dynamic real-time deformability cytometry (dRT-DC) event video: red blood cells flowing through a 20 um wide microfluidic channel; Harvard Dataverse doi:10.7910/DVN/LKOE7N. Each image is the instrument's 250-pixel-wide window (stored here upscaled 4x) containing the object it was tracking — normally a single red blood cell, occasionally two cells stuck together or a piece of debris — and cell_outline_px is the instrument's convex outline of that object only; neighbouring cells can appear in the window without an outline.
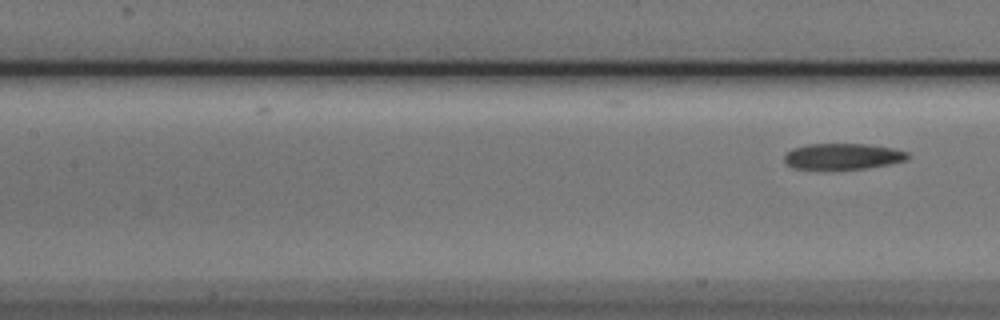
{"species": "Egyptian fruit bat (a non-hibernating species)", "species_latin": "Rousettus aegyptiacus", "temperature_condition": "cold", "stored_images_in_passage": 5, "segment_of_instrument_passage": [2, 2], "camera_frame_rate_fps": 3000, "um_per_image_px": 0.085, "animal": {"sex": "male"}, "frame": {"image": 1, "passage_image": 5, "time_ms": 1.333, "image_size_px": [1000, 320], "cell_outline_px": [[908, 160], [868, 168], [828, 172], [792, 168], [784, 160], [784, 152], [792, 148], [808, 144], [868, 144], [892, 148], [908, 152]], "centroid_in_image_um": [71.56, 13.33], "position_along_channel_um": 135.8, "area_um2": 19.59}}